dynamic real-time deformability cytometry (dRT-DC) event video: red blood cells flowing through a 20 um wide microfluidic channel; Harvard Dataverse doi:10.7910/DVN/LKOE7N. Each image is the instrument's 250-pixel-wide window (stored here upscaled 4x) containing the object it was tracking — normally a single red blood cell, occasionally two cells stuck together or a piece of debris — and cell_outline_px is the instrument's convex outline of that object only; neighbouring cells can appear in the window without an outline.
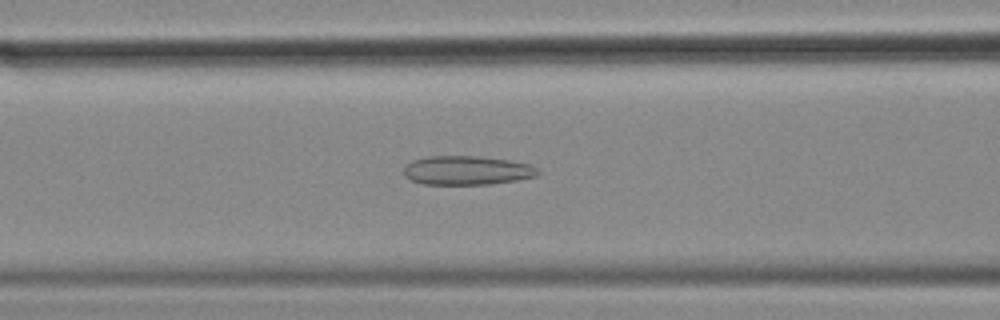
{"species": "common noctule bat (a hibernating species)", "species_latin": "Nyctalus noctula", "temperature_condition": "cold", "stored_images_in_passage": 55, "camera_frame_rate_fps": 3000, "um_per_image_px": 0.085, "animal": {"sex": "female", "body_mass_g": 18.4}, "frame": {"image": 1, "passage_image": 21, "time_ms": 6.667, "image_size_px": [1000, 320], "cell_outline_px": [[540, 172], [536, 176], [516, 180], [488, 184], [424, 184], [412, 180], [404, 176], [404, 168], [412, 160], [428, 156], [480, 156], [508, 160], [528, 164], [540, 168]], "centroid_in_image_um": [39.7, 14.47], "position_along_channel_um": 126.9, "area_um2": 22.6}}
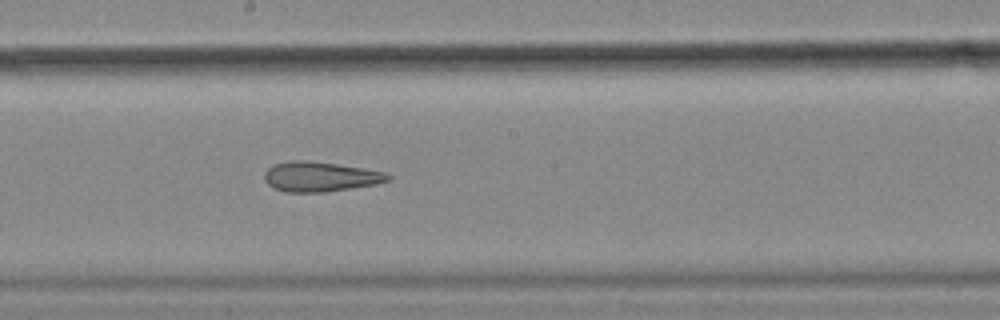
{"frame": {"image": 2, "passage_image": 29, "time_ms": 9.333, "image_size_px": [1000, 320], "cell_outline_px": [[392, 180], [376, 184], [324, 192], [284, 192], [268, 184], [264, 180], [264, 172], [272, 164], [288, 160], [304, 160], [336, 164], [384, 172], [392, 176]], "centroid_in_image_um": [27.18, 15.01], "position_along_channel_um": 221.0, "area_um2": 21.44}}
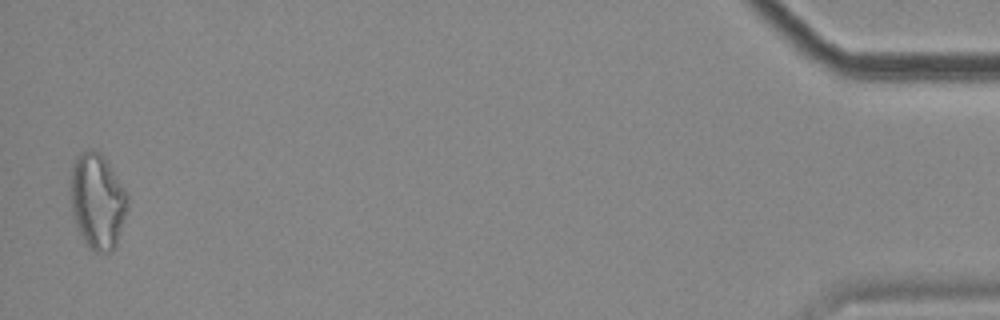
{"frame": {"image": 3, "passage_image": 54, "time_ms": 17.667, "image_size_px": [1000, 320], "cell_outline_px": [[128, 208], [116, 248], [112, 252], [92, 252], [84, 244], [76, 224], [72, 212], [68, 188], [68, 180], [72, 164], [76, 156], [80, 152], [92, 148], [100, 152], [104, 156], [124, 188], [128, 196]], "centroid_in_image_um": [8.25, 17.1], "position_along_channel_um": 427.0, "area_um2": 32.77}, "authors_computed_cell_mechanics": {"area_um2": 25.6054, "velocity_mm_per_s": 3.5377, "shape_relaxation_time_tau1_ms": null, "shape_relaxation_time_tau2_ms": 4.4148, "deformation_change_tau1": null, "deformation_change_tau2": 0.1504}}